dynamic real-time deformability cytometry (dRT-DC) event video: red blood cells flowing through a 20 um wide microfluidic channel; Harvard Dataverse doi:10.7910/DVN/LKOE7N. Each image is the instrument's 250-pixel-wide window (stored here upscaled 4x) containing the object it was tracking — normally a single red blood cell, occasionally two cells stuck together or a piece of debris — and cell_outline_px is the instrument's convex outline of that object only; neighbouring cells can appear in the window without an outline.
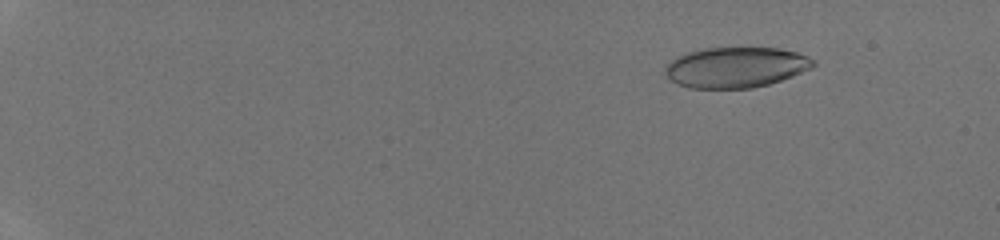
{"species": "human", "species_latin": "Homo sapiens", "temperature_condition": "room temperature", "stored_images_in_passage": 46, "camera_frame_rate_fps": 3000, "um_per_image_px": 0.085, "donor": {"sex": "male"}, "frame": {"image": 1, "passage_image": 6, "time_ms": 1.667, "image_size_px": [1000, 240], "cell_outline_px": [[816, 64], [812, 68], [792, 76], [768, 84], [752, 88], [688, 88], [676, 84], [664, 72], [664, 68], [676, 56], [688, 52], [704, 48], [780, 48], [796, 52], [816, 60]], "centroid_in_image_um": [62.54, 5.72], "position_along_channel_um": 22.5, "area_um2": 34.97}}
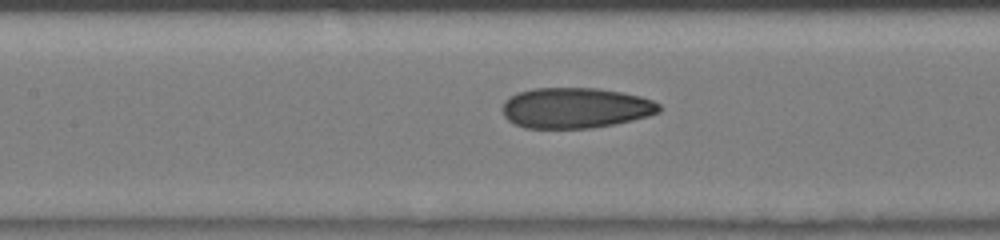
{"frame": {"image": 2, "passage_image": 25, "time_ms": 8.0, "image_size_px": [1000, 240], "cell_outline_px": [[660, 112], [648, 116], [632, 120], [592, 128], [524, 128], [508, 120], [504, 116], [500, 108], [504, 100], [508, 96], [516, 92], [532, 88], [596, 88], [620, 92], [640, 96], [652, 100], [660, 104]], "centroid_in_image_um": [48.85, 9.17], "position_along_channel_um": 158.5, "area_um2": 37.28}}
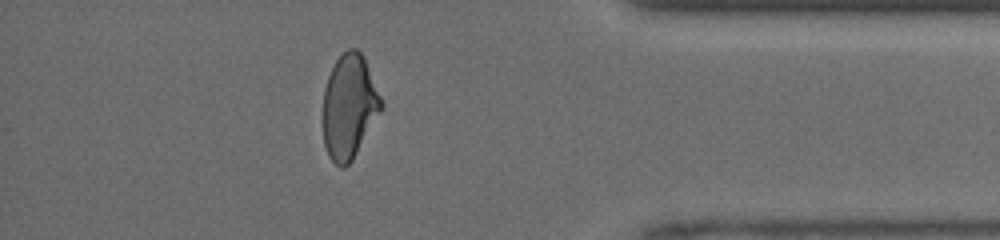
{"frame": {"image": 3, "passage_image": 42, "time_ms": 13.667, "image_size_px": [1000, 240], "cell_outline_px": [[384, 108], [352, 160], [344, 168], [340, 168], [328, 156], [324, 144], [324, 88], [328, 76], [336, 60], [348, 48], [356, 48], [364, 56], [384, 104]], "centroid_in_image_um": [29.71, 9.06], "position_along_channel_um": 405.5, "area_um2": 35.37}}